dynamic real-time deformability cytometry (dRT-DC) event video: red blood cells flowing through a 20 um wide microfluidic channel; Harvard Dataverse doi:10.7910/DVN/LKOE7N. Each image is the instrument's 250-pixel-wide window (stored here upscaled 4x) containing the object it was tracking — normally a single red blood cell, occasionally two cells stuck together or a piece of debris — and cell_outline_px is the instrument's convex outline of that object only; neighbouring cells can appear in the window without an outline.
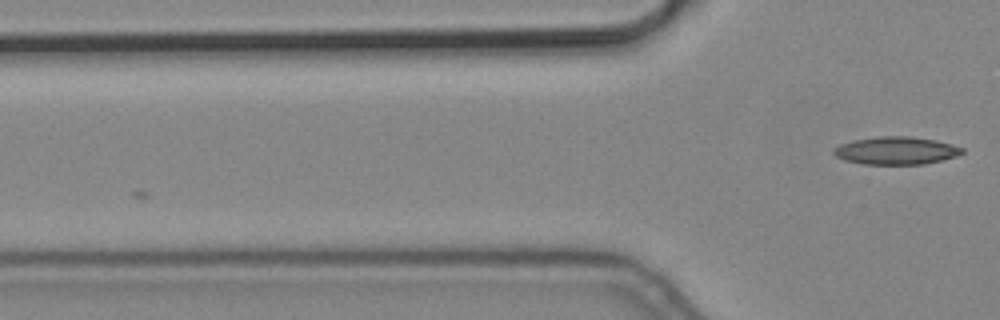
{"species": "common noctule bat (a hibernating species)", "species_latin": "Nyctalus noctula", "temperature_condition": "cold", "stored_images_in_passage": 5, "camera_frame_rate_fps": 3000, "um_per_image_px": 0.085, "animal": {"sex": "male", "body_mass_g": 19.2, "forearm_length_mm": 51.8}, "frame": {"image": 1, "passage_image": 5, "time_ms": 1.333, "image_size_px": [1000, 320], "cell_outline_px": [[964, 152], [956, 156], [924, 164], [864, 164], [844, 160], [836, 156], [832, 152], [832, 148], [840, 144], [852, 140], [876, 136], [912, 136], [936, 140], [952, 144], [964, 148]], "centroid_in_image_um": [76.14, 12.79], "position_along_channel_um": 49.7, "area_um2": 20.92}}